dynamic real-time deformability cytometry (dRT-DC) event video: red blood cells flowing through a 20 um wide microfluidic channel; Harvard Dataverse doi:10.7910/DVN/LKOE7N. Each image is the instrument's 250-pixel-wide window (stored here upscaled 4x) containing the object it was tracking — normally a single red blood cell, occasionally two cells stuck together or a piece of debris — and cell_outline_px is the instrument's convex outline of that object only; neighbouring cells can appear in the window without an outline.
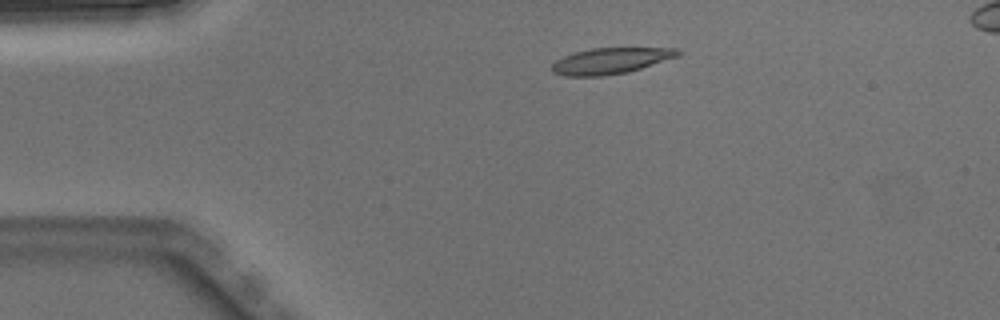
{"species": "Egyptian fruit bat (a non-hibernating species)", "species_latin": "Rousettus aegyptiacus", "temperature_condition": "warm", "stored_images_in_passage": 4, "segment_of_instrument_passage": [1, 2], "camera_frame_rate_fps": 3000, "um_per_image_px": 0.085, "animal": {"sex": "male"}, "frame": {"image": 1, "passage_image": 2, "time_ms": 0.333, "image_size_px": [1000, 320], "cell_outline_px": [[680, 52], [676, 56], [628, 72], [604, 76], [564, 76], [552, 72], [552, 64], [556, 60], [564, 56], [576, 52], [592, 48], [680, 48]], "centroid_in_image_um": [51.85, 5.17], "position_along_channel_um": 33.1, "area_um2": 18.84}}